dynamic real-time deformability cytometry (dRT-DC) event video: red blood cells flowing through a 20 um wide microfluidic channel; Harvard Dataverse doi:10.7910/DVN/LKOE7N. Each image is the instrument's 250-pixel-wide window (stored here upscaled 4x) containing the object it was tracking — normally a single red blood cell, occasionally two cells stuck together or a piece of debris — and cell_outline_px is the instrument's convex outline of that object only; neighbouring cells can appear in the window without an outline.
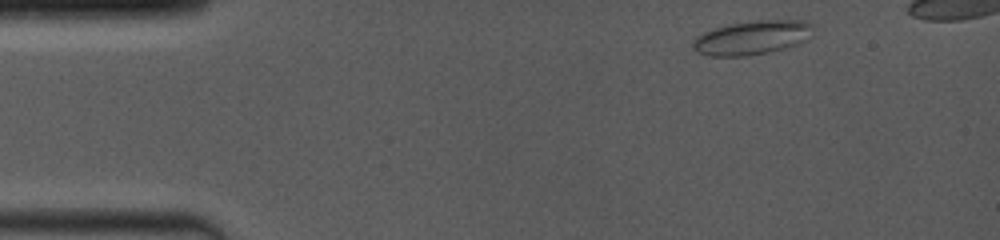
{"species": "common noctule bat (a hibernating species)", "species_latin": "Nyctalus noctula", "temperature_condition": "room temperature", "stored_images_in_passage": 6, "camera_frame_rate_fps": 4000, "um_per_image_px": 0.085, "animal": {"sex": "female", "body_mass_g": 19.0, "forearm_length_mm": 53.3}, "frame": {"image": 1, "passage_image": 1, "time_ms": 0.0, "image_size_px": [1000, 240], "cell_outline_px": [[808, 40], [800, 44], [788, 48], [748, 56], [704, 56], [692, 44], [704, 32], [716, 28], [732, 24], [756, 20], [788, 20], [808, 24]], "centroid_in_image_um": [63.9, 3.23], "position_along_channel_um": 21.1, "area_um2": 23.06}}